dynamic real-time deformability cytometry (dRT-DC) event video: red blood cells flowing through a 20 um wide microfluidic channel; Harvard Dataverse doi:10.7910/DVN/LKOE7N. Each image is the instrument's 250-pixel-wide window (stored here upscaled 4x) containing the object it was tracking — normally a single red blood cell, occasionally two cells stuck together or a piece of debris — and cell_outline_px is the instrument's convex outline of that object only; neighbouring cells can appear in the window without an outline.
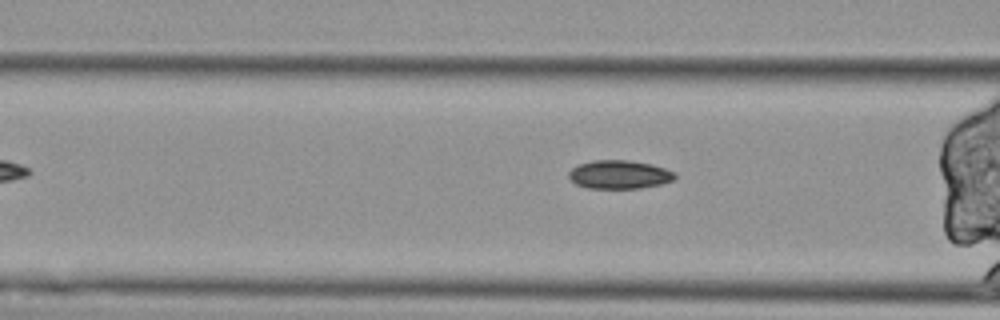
{"species": "Egyptian fruit bat (a non-hibernating species)", "species_latin": "Rousettus aegyptiacus", "temperature_condition": "cold", "stored_images_in_passage": 34, "segment_of_instrument_passage": [2, 2], "camera_frame_rate_fps": 3000, "um_per_image_px": 0.085, "animal": {"sex": "female"}, "frame": {"image": 1, "passage_image": 9, "time_ms": 2.667, "image_size_px": [1000, 320], "cell_outline_px": [[676, 180], [660, 184], [640, 188], [588, 188], [576, 184], [568, 176], [568, 172], [572, 168], [580, 164], [592, 160], [628, 160], [652, 164], [676, 172]], "centroid_in_image_um": [52.67, 14.83], "position_along_channel_um": 113.9, "area_um2": 17.69}}
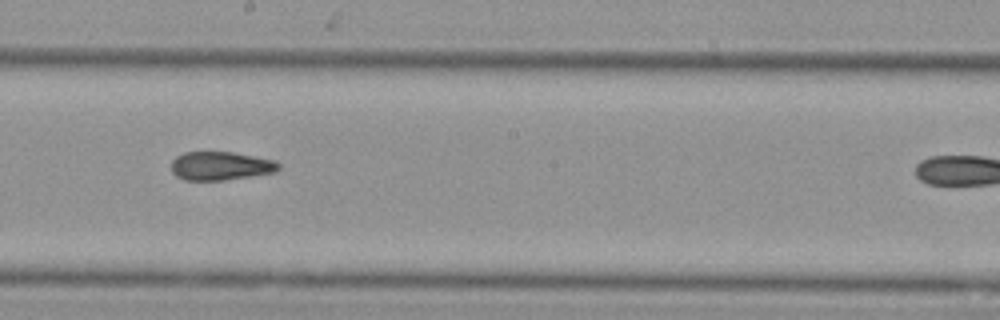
{"frame": {"image": 2, "passage_image": 19, "time_ms": 6.0, "image_size_px": [1000, 320], "cell_outline_px": [[280, 168], [276, 172], [252, 176], [224, 180], [184, 180], [176, 176], [172, 172], [172, 160], [176, 156], [184, 152], [232, 152], [276, 160], [280, 164]], "centroid_in_image_um": [18.77, 14.1], "position_along_channel_um": 229.4, "area_um2": 17.98}}
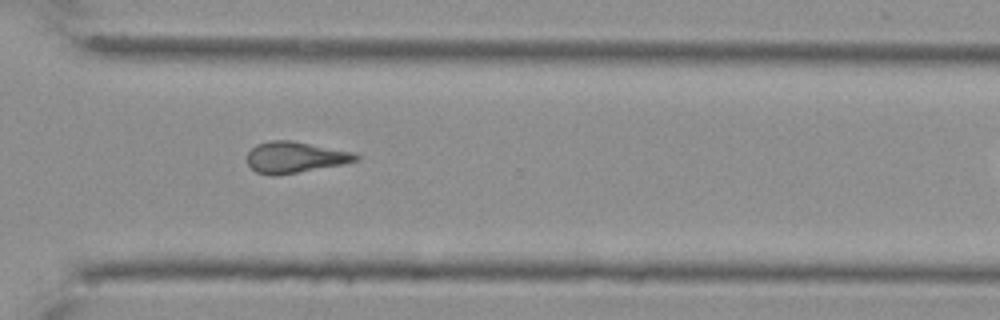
{"frame": {"image": 3, "passage_image": 29, "time_ms": 9.333, "image_size_px": [1000, 320], "cell_outline_px": [[360, 160], [344, 164], [276, 176], [272, 176], [256, 172], [248, 164], [248, 152], [256, 144], [272, 140], [292, 140], [352, 152], [360, 156]], "centroid_in_image_um": [25.08, 13.37], "position_along_channel_um": 345.5, "area_um2": 19.77}}